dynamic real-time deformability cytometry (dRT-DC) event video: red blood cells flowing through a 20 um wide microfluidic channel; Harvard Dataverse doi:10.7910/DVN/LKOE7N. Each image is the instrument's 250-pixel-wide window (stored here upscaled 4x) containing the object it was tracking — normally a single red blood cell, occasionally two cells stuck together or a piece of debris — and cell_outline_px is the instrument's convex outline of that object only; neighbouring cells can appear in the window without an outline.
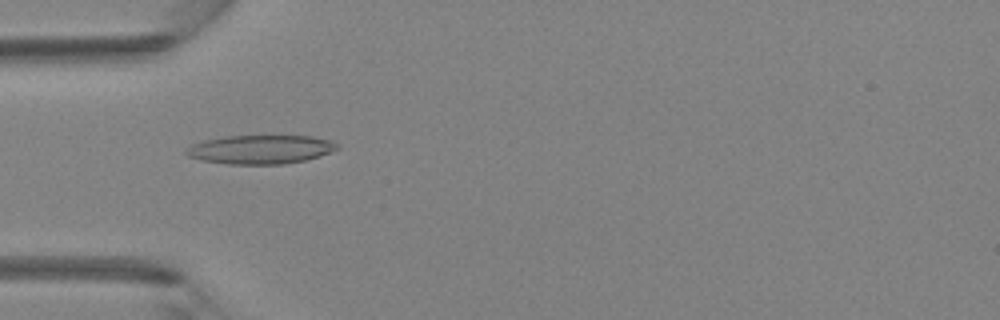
{"species": "Egyptian fruit bat (a non-hibernating species)", "species_latin": "Rousettus aegyptiacus", "temperature_condition": "room temperature", "stored_images_in_passage": 44, "camera_frame_rate_fps": 3000, "um_per_image_px": 0.085, "animal": {"sex": "female"}, "frame": {"image": 1, "passage_image": 14, "time_ms": 4.333, "image_size_px": [1000, 320], "cell_outline_px": [[340, 148], [320, 156], [304, 160], [284, 164], [228, 164], [204, 160], [188, 156], [184, 152], [192, 144], [204, 140], [228, 136], [312, 136], [328, 140], [336, 144]], "centroid_in_image_um": [22.14, 12.7], "position_along_channel_um": 62.9, "area_um2": 25.09}}
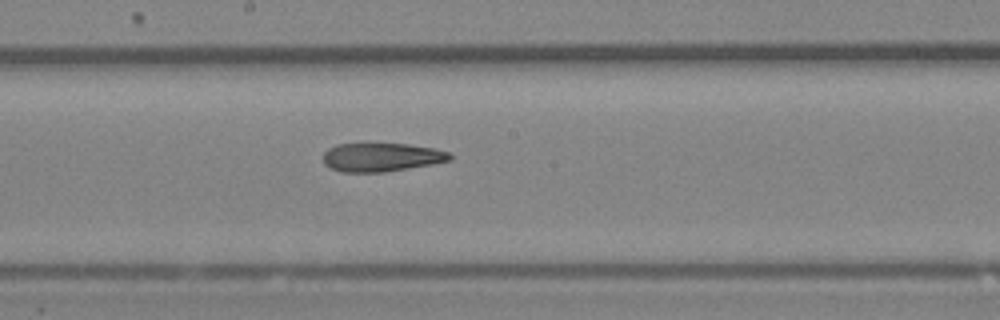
{"frame": {"image": 2, "passage_image": 24, "time_ms": 7.667, "image_size_px": [1000, 320], "cell_outline_px": [[452, 160], [432, 164], [384, 172], [340, 172], [328, 168], [324, 164], [324, 152], [328, 148], [336, 144], [408, 144], [432, 148], [448, 152], [452, 156]], "centroid_in_image_um": [32.39, 13.37], "position_along_channel_um": 215.8, "area_um2": 21.1}}
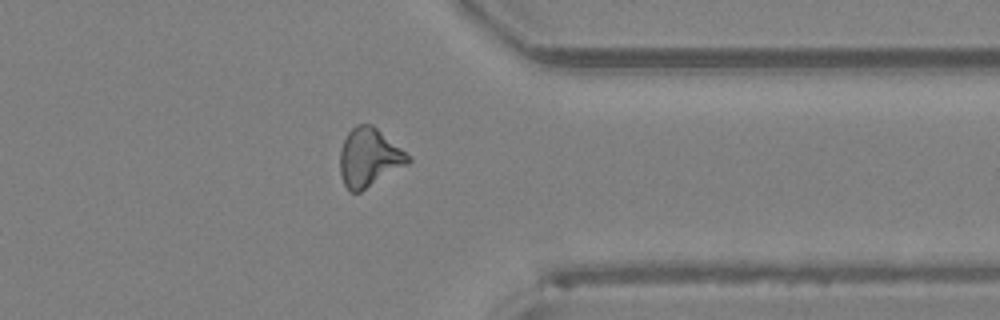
{"frame": {"image": 3, "passage_image": 35, "time_ms": 11.333, "image_size_px": [1000, 320], "cell_outline_px": [[412, 160], [408, 164], [360, 192], [348, 192], [344, 184], [340, 172], [340, 152], [344, 140], [348, 132], [352, 128], [360, 124], [372, 124], [400, 148]], "centroid_in_image_um": [31.34, 13.41], "position_along_channel_um": 380.1, "area_um2": 22.83}}